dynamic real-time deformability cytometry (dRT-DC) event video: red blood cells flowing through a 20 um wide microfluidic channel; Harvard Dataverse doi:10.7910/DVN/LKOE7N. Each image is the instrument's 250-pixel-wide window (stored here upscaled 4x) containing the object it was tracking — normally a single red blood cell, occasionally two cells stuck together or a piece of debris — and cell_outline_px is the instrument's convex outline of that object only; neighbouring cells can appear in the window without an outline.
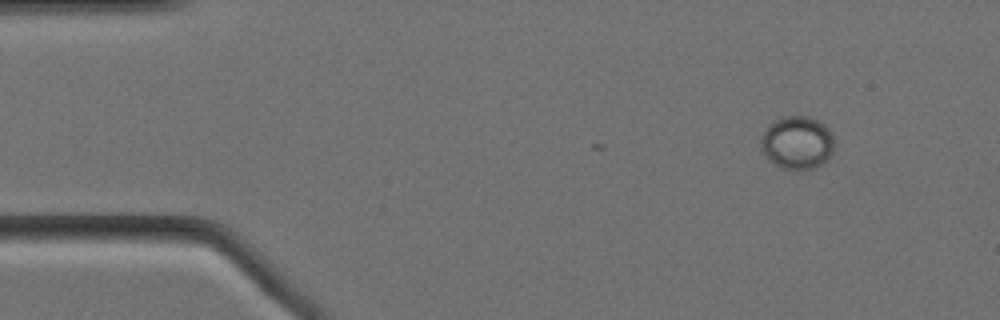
{"species": "Egyptian fruit bat (a non-hibernating species)", "species_latin": "Rousettus aegyptiacus", "temperature_condition": "cold", "stored_images_in_passage": 7, "camera_frame_rate_fps": 3000, "um_per_image_px": 0.085, "animal": {"sex": "female"}, "frame": {"image": 1, "passage_image": 1, "time_ms": 0.0, "image_size_px": [1000, 320], "cell_outline_px": [[832, 156], [824, 164], [816, 168], [780, 168], [768, 160], [760, 148], [760, 140], [768, 124], [772, 120], [780, 116], [808, 116], [820, 120], [832, 132]], "centroid_in_image_um": [67.75, 12.1], "position_along_channel_um": 17.3, "area_um2": 23.06}}